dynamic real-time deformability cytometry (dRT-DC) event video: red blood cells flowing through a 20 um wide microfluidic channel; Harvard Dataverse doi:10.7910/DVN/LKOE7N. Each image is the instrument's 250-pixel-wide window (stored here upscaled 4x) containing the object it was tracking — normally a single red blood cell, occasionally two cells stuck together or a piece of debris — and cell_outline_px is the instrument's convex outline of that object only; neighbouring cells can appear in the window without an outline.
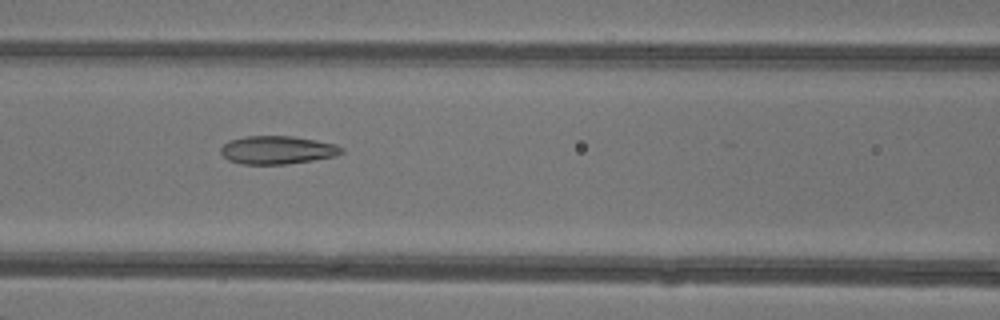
{"species": "common noctule bat (a hibernating species)", "species_latin": "Nyctalus noctula", "temperature_condition": "warm", "stored_images_in_passage": 22, "camera_frame_rate_fps": 3000, "um_per_image_px": 0.085, "animal": {"sex": "female"}, "frame": {"image": 1, "passage_image": 12, "time_ms": 3.667, "image_size_px": [1000, 320], "cell_outline_px": [[344, 152], [336, 156], [312, 160], [284, 164], [244, 164], [228, 160], [220, 152], [220, 148], [228, 140], [244, 136], [292, 136], [316, 140], [336, 144], [344, 148]], "centroid_in_image_um": [23.58, 12.74], "position_along_channel_um": 143.0, "area_um2": 19.88}}
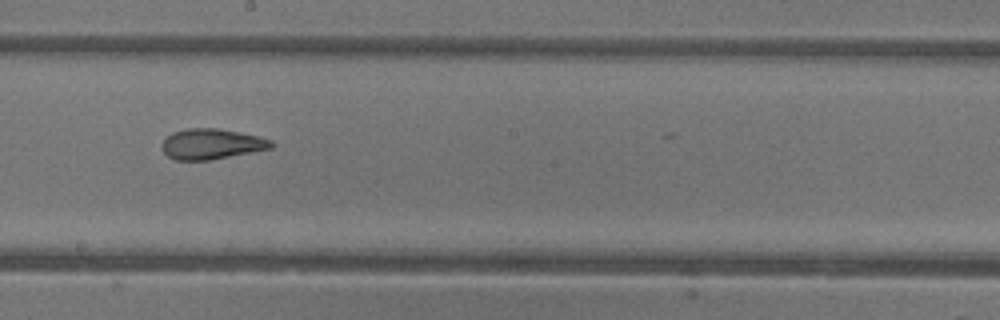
{"frame": {"image": 2, "passage_image": 18, "time_ms": 5.667, "image_size_px": [1000, 320], "cell_outline_px": [[276, 144], [272, 148], [208, 160], [172, 160], [160, 148], [160, 144], [172, 132], [184, 128], [216, 128], [256, 136], [272, 140]], "centroid_in_image_um": [17.93, 12.24], "position_along_channel_um": 230.3, "area_um2": 19.36}}
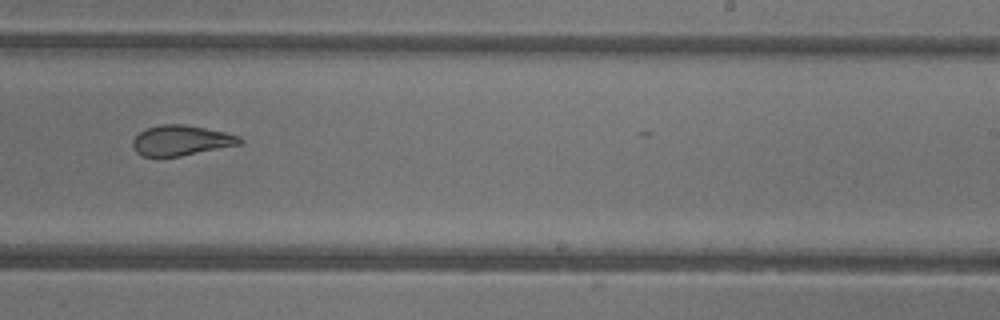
{"frame": {"image": 3, "passage_image": 21, "time_ms": 6.667, "image_size_px": [1000, 320], "cell_outline_px": [[244, 140], [240, 144], [180, 156], [144, 156], [136, 152], [132, 148], [132, 140], [140, 132], [148, 128], [160, 124], [184, 124], [224, 132], [240, 136]], "centroid_in_image_um": [15.38, 11.93], "position_along_channel_um": 273.6, "area_um2": 18.67}}